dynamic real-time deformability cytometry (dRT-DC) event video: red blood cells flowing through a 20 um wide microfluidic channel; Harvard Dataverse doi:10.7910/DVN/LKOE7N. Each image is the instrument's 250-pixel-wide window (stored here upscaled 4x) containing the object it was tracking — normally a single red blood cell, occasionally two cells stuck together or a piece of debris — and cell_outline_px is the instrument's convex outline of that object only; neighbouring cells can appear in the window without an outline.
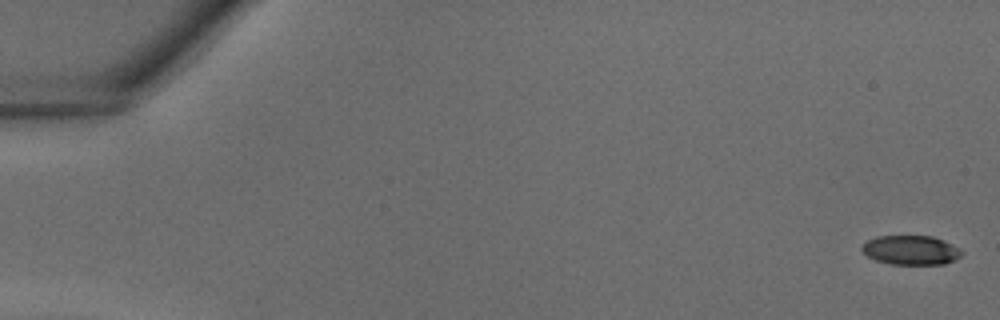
{"species": "common noctule bat (a hibernating species)", "species_latin": "Nyctalus noctula", "temperature_condition": "warm", "stored_images_in_passage": 39, "camera_frame_rate_fps": 3000, "um_per_image_px": 0.085, "animal": {"sex": "male", "body_mass_g": 18.8}, "frame": {"image": 1, "passage_image": 1, "time_ms": 0.0, "image_size_px": [1000, 320], "cell_outline_px": [[964, 252], [956, 260], [944, 264], [892, 264], [876, 260], [868, 256], [860, 248], [868, 240], [876, 236], [932, 236], [944, 240], [960, 248]], "centroid_in_image_um": [77.47, 21.26], "position_along_channel_um": 7.5, "area_um2": 17.05}}
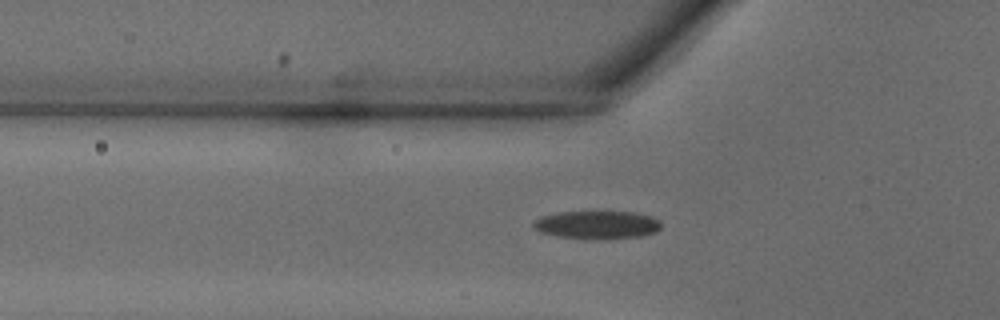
{"frame": {"image": 2, "passage_image": 14, "time_ms": 4.333, "image_size_px": [1000, 320], "cell_outline_px": [[660, 228], [656, 232], [640, 236], [604, 240], [584, 240], [556, 236], [540, 232], [532, 228], [532, 224], [540, 216], [556, 212], [636, 212], [652, 216], [660, 220]], "centroid_in_image_um": [50.73, 19.13], "position_along_channel_um": 75.1, "area_um2": 21.44}}
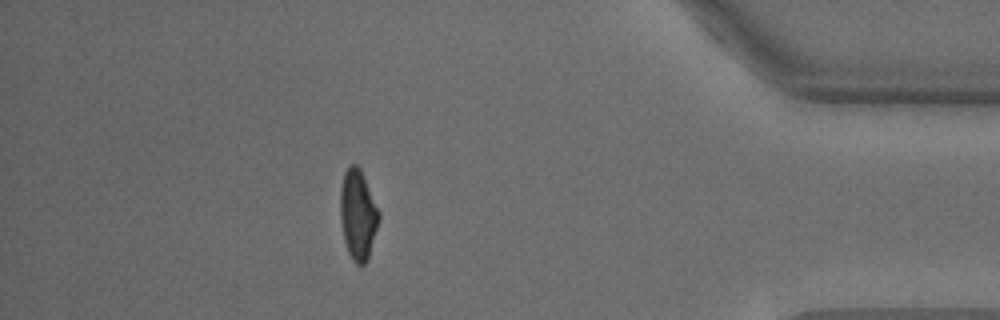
{"frame": {"image": 3, "passage_image": 35, "time_ms": 11.333, "image_size_px": [1000, 320], "cell_outline_px": [[380, 220], [368, 260], [364, 264], [356, 264], [352, 260], [348, 252], [344, 240], [340, 216], [340, 188], [344, 172], [352, 164], [356, 164], [360, 168], [380, 212]], "centroid_in_image_um": [30.43, 18.26], "position_along_channel_um": 404.8, "area_um2": 20.4}}